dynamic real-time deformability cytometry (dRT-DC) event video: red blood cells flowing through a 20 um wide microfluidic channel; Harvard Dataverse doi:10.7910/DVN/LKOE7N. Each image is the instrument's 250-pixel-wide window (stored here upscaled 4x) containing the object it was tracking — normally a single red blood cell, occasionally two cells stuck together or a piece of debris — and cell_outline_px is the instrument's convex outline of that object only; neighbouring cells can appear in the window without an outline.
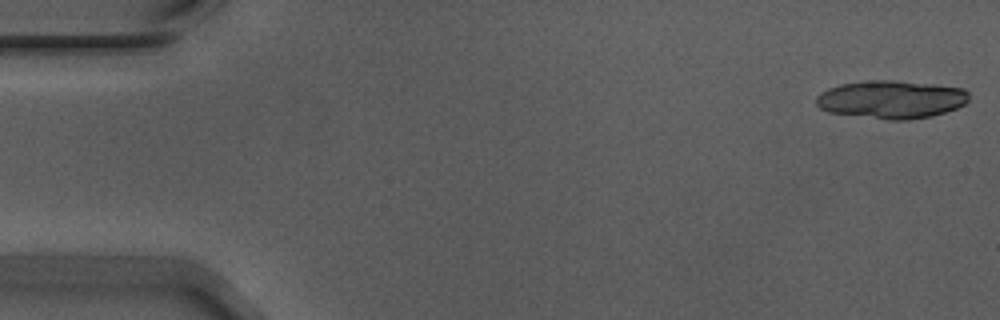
{"species": "Egyptian fruit bat (a non-hibernating species)", "species_latin": "Rousettus aegyptiacus", "temperature_condition": "warm", "stored_images_in_passage": 28, "camera_frame_rate_fps": 3000, "um_per_image_px": 0.085, "animal": {"sex": "male"}, "frame": {"image": 1, "passage_image": 1, "time_ms": 0.0, "image_size_px": [1000, 320], "cell_outline_px": [[968, 100], [964, 104], [956, 108], [932, 116], [908, 120], [888, 120], [828, 112], [820, 108], [816, 104], [816, 96], [820, 92], [828, 88], [840, 84], [872, 80], [888, 80], [936, 84], [964, 88], [968, 92]], "centroid_in_image_um": [75.75, 8.45], "position_along_channel_um": 9.3, "area_um2": 33.99}}
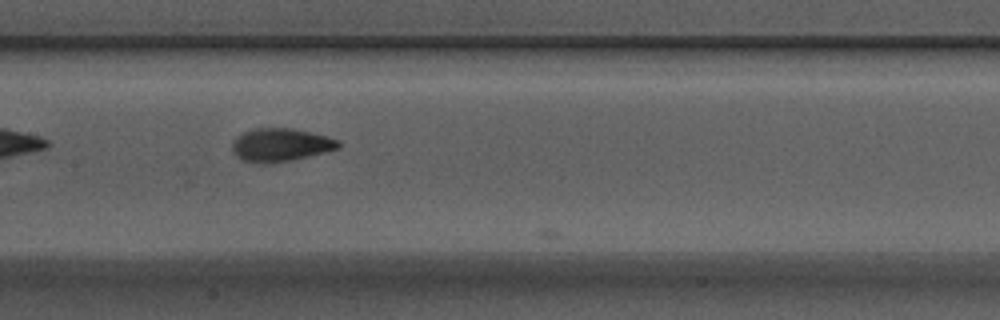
{"frame": {"image": 2, "passage_image": 27, "time_ms": 8.667, "image_size_px": [1000, 320], "cell_outline_px": [[340, 148], [324, 152], [288, 160], [244, 160], [236, 156], [232, 148], [232, 144], [244, 132], [252, 128], [292, 128], [328, 136], [340, 140]], "centroid_in_image_um": [23.92, 12.25], "position_along_channel_um": 183.5, "area_um2": 19.54}}